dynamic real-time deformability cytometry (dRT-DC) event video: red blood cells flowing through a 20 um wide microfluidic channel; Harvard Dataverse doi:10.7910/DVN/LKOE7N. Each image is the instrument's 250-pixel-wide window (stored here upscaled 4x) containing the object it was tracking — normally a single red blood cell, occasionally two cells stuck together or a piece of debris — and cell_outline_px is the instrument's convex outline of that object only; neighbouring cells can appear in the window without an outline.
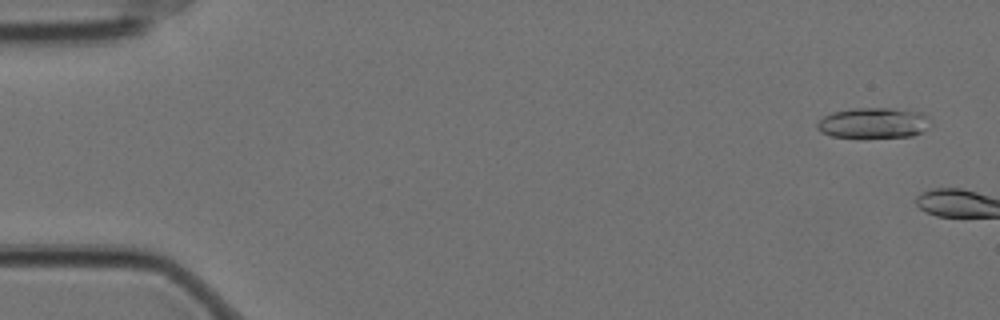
{"species": "Egyptian fruit bat (a non-hibernating species)", "species_latin": "Rousettus aegyptiacus", "temperature_condition": "cold", "stored_images_in_passage": 4, "camera_frame_rate_fps": 3000, "um_per_image_px": 0.085, "animal": {"sex": "female"}, "frame": {"image": 1, "passage_image": 2, "time_ms": 0.333, "image_size_px": [1000, 320], "cell_outline_px": [[932, 120], [928, 128], [912, 136], [832, 136], [820, 132], [816, 128], [816, 124], [824, 116], [832, 112], [852, 108], [888, 108], [920, 112], [928, 116]], "centroid_in_image_um": [74.25, 10.43], "position_along_channel_um": 10.8, "area_um2": 19.88}}